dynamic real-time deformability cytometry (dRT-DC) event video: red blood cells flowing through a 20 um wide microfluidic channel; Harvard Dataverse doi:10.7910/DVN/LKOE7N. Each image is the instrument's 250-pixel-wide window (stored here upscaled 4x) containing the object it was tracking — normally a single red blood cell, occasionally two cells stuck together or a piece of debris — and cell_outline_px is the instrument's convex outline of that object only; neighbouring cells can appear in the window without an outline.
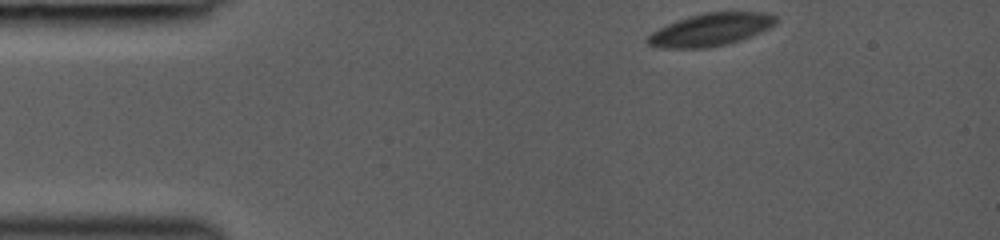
{"species": "common noctule bat (a hibernating species)", "species_latin": "Nyctalus noctula", "temperature_condition": "room temperature", "stored_images_in_passage": 27, "camera_frame_rate_fps": 3000, "um_per_image_px": 0.085, "animal": {"sex": "female", "body_mass_g": 19.0, "forearm_length_mm": 53.3}, "frame": {"image": 1, "passage_image": 1, "time_ms": 0.0, "image_size_px": [1000, 240], "cell_outline_px": [[776, 24], [752, 36], [728, 44], [708, 48], [660, 48], [648, 44], [644, 40], [652, 32], [676, 20], [688, 16], [704, 12], [768, 12], [776, 16]], "centroid_in_image_um": [60.4, 2.52], "position_along_channel_um": 24.6, "area_um2": 24.51}}
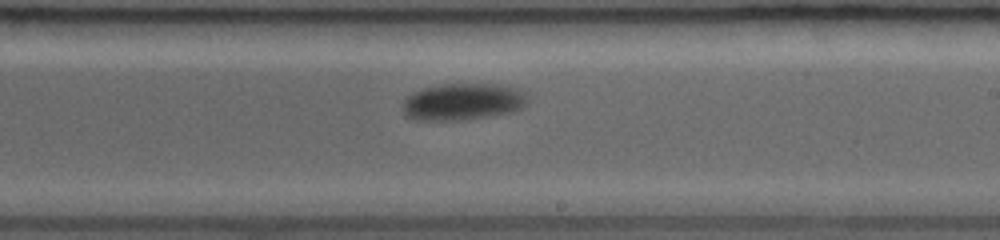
{"frame": {"image": 2, "passage_image": 12, "time_ms": 7.333, "image_size_px": [1000, 240], "cell_outline_px": [[528, 100], [524, 108], [512, 112], [460, 120], [420, 120], [404, 116], [400, 104], [412, 92], [424, 88], [444, 84], [496, 84], [516, 88], [524, 92], [528, 96]], "centroid_in_image_um": [39.32, 8.65], "position_along_channel_um": 249.7, "area_um2": 26.99}}
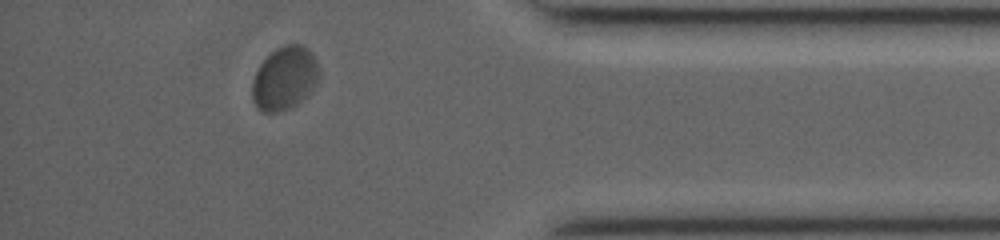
{"frame": {"image": 3, "passage_image": 23, "time_ms": 11.667, "image_size_px": [1000, 240], "cell_outline_px": [[320, 76], [316, 84], [308, 96], [296, 104], [280, 112], [264, 112], [252, 100], [252, 80], [260, 64], [276, 48], [284, 44], [300, 44], [308, 48], [312, 52], [320, 68]], "centroid_in_image_um": [24.23, 6.63], "position_along_channel_um": 411.0, "area_um2": 24.85}}